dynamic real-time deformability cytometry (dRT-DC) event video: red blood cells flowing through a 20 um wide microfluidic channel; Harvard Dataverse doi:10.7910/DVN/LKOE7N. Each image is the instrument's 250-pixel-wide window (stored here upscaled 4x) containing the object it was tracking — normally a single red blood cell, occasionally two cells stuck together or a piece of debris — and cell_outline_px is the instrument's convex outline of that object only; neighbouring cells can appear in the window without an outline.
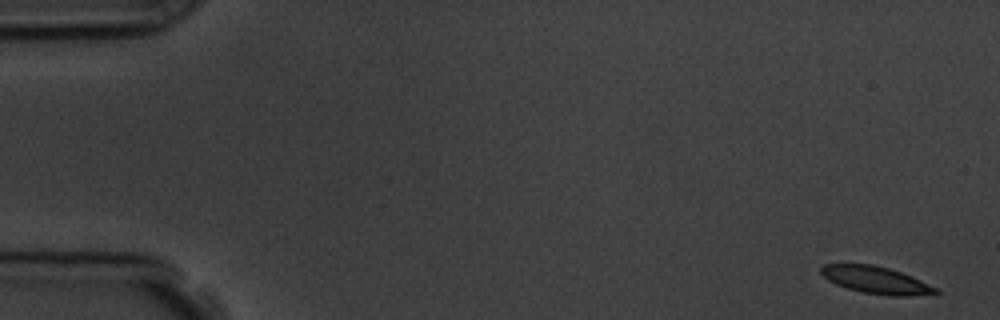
{"species": "common noctule bat (a hibernating species)", "species_latin": "Nyctalus noctula", "temperature_condition": "room temperature", "stored_images_in_passage": 5, "camera_frame_rate_fps": 3000, "um_per_image_px": 0.085, "animal": {"sex": "male", "body_mass_g": 19.5, "forearm_length_mm": 54.6}, "frame": {"image": 1, "passage_image": 1, "time_ms": 0.0, "image_size_px": [1000, 320], "cell_outline_px": [[940, 292], [936, 296], [888, 296], [864, 292], [848, 288], [836, 284], [828, 280], [820, 272], [820, 268], [824, 264], [872, 264], [888, 268], [912, 276], [936, 288]], "centroid_in_image_um": [74.53, 23.82], "position_along_channel_um": 10.5, "area_um2": 18.26}}
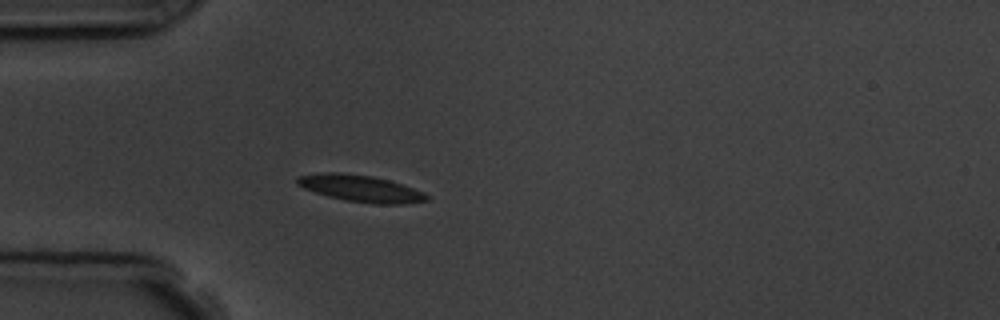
{"frame": {"image": 2, "passage_image": 5, "time_ms": 4.667, "image_size_px": [1000, 320], "cell_outline_px": [[428, 200], [400, 204], [376, 204], [344, 200], [328, 196], [304, 188], [296, 184], [296, 180], [300, 176], [328, 172], [340, 172], [372, 176], [388, 180], [424, 192], [428, 196]], "centroid_in_image_um": [30.65, 16.02], "position_along_channel_um": 54.4, "area_um2": 19.83}}